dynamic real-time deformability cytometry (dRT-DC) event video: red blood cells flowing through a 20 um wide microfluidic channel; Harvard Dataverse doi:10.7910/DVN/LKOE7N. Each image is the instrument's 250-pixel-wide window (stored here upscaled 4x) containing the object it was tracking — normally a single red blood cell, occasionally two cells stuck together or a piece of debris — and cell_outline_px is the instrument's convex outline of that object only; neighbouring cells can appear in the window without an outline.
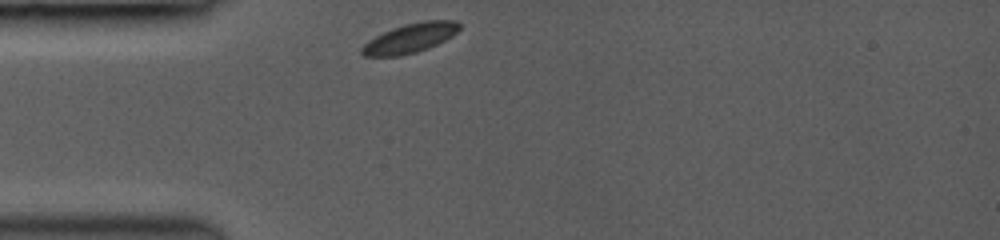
{"species": "common noctule bat (a hibernating species)", "species_latin": "Nyctalus noctula", "temperature_condition": "room temperature", "stored_images_in_passage": 5, "camera_frame_rate_fps": 3000, "um_per_image_px": 0.085, "animal": {"sex": "female", "body_mass_g": 19.0, "forearm_length_mm": 53.3}, "frame": {"image": 1, "passage_image": 1, "time_ms": 0.0, "image_size_px": [1000, 240], "cell_outline_px": [[460, 28], [452, 36], [428, 48], [416, 52], [400, 56], [364, 56], [360, 52], [360, 48], [368, 40], [392, 28], [404, 24], [424, 20], [456, 20], [460, 24]], "centroid_in_image_um": [34.85, 3.23], "position_along_channel_um": 50.2, "area_um2": 16.7}}
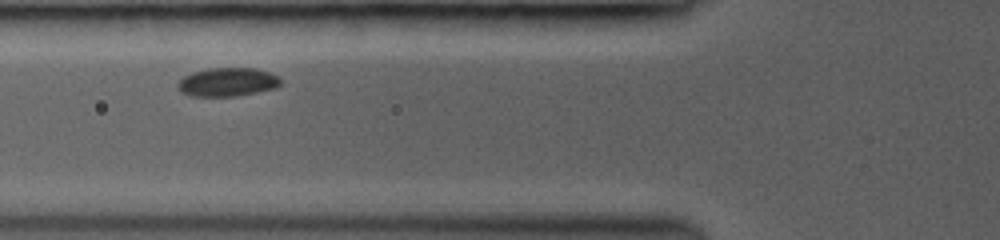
{"frame": {"image": 2, "passage_image": 3, "time_ms": 1.667, "image_size_px": [1000, 240], "cell_outline_px": [[280, 84], [276, 88], [236, 96], [188, 96], [180, 92], [176, 88], [176, 84], [184, 76], [192, 72], [208, 68], [256, 68], [280, 76]], "centroid_in_image_um": [19.3, 6.97], "position_along_channel_um": 106.5, "area_um2": 17.34}}
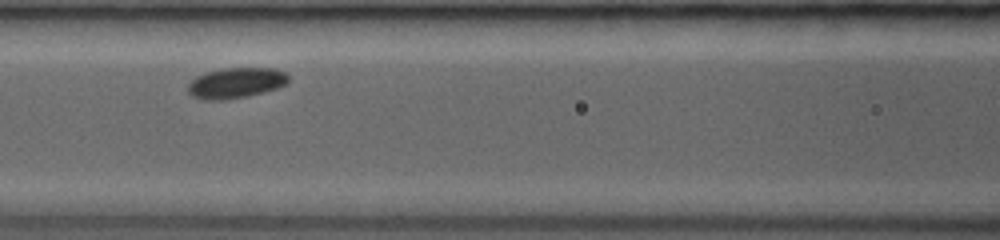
{"frame": {"image": 3, "passage_image": 4, "time_ms": 2.667, "image_size_px": [1000, 240], "cell_outline_px": [[288, 84], [264, 92], [248, 96], [224, 100], [204, 100], [192, 96], [188, 92], [188, 84], [196, 76], [204, 72], [220, 68], [276, 68], [284, 72], [288, 76]], "centroid_in_image_um": [20.04, 7.04], "position_along_channel_um": 146.6, "area_um2": 18.09}}